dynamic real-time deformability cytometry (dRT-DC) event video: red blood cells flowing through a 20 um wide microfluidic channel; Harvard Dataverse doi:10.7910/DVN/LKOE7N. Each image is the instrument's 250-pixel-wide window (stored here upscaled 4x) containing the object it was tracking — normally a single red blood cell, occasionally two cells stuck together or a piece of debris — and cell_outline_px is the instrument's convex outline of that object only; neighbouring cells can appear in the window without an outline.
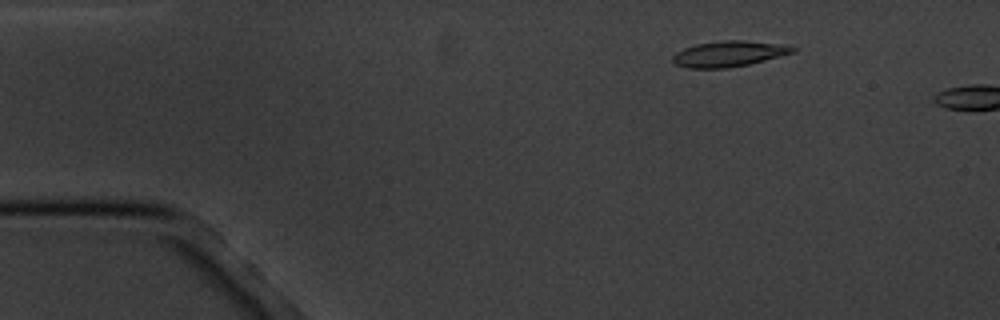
{"species": "common noctule bat (a hibernating species)", "species_latin": "Nyctalus noctula", "temperature_condition": "cold", "stored_images_in_passage": 3, "camera_frame_rate_fps": 3000, "um_per_image_px": 0.085, "animal": {"sex": "male", "body_mass_g": 20.1, "forearm_length_mm": 53.5}, "frame": {"image": 1, "passage_image": 2, "time_ms": 2.333, "image_size_px": [1000, 320], "cell_outline_px": [[796, 52], [748, 64], [728, 68], [688, 68], [676, 64], [672, 60], [672, 56], [676, 52], [684, 48], [696, 44], [724, 40], [744, 40], [788, 44], [796, 48]], "centroid_in_image_um": [61.99, 4.56], "position_along_channel_um": 23.0, "area_um2": 18.09}}